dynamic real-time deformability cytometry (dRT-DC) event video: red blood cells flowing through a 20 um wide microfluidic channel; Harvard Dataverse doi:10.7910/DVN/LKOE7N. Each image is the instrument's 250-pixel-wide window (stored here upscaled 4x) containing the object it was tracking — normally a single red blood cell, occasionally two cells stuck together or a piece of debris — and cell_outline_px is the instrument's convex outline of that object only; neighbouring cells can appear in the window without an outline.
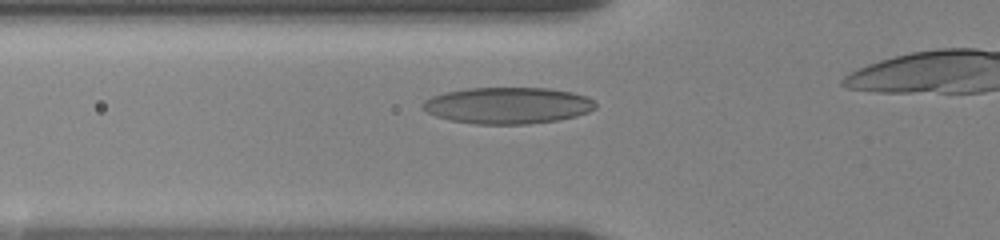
{"species": "human", "species_latin": "Homo sapiens", "temperature_condition": "room temperature", "stored_images_in_passage": 19, "segment_of_instrument_passage": [1, 2], "camera_frame_rate_fps": 3000, "um_per_image_px": 0.085, "donor": {"sex": "female"}, "frame": {"image": 1, "passage_image": 5, "time_ms": 2.333, "image_size_px": [1000, 240], "cell_outline_px": [[596, 108], [588, 112], [576, 116], [556, 120], [528, 124], [476, 124], [452, 120], [436, 116], [420, 108], [420, 104], [424, 100], [432, 96], [444, 92], [468, 88], [548, 88], [572, 92], [588, 96], [596, 104]], "centroid_in_image_um": [43.14, 8.96], "position_along_channel_um": 82.7, "area_um2": 36.82}}
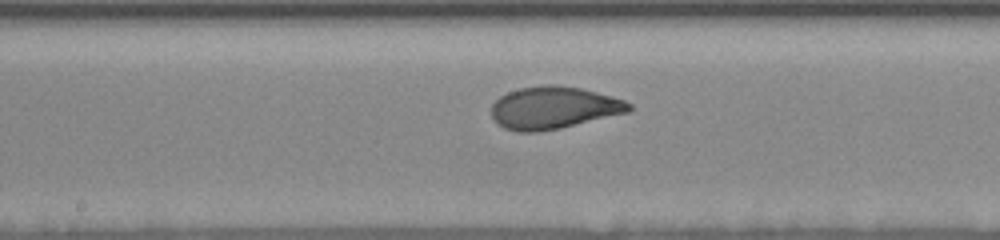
{"frame": {"image": 2, "passage_image": 11, "time_ms": 5.667, "image_size_px": [1000, 240], "cell_outline_px": [[632, 108], [628, 112], [560, 128], [536, 132], [516, 132], [504, 128], [496, 124], [492, 120], [492, 104], [500, 96], [508, 92], [520, 88], [544, 84], [556, 84], [580, 88], [596, 92], [624, 100], [632, 104]], "centroid_in_image_um": [47.02, 9.16], "position_along_channel_um": 201.2, "area_um2": 33.99}}
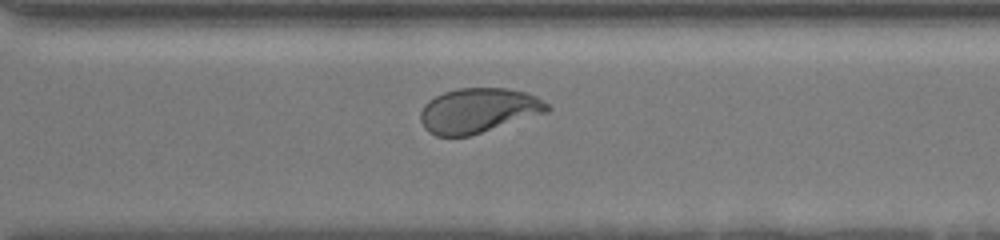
{"frame": {"image": 3, "passage_image": 17, "time_ms": 9.333, "image_size_px": [1000, 240], "cell_outline_px": [[552, 108], [548, 112], [468, 136], [436, 136], [428, 132], [424, 128], [420, 120], [420, 112], [424, 104], [428, 100], [444, 92], [456, 88], [504, 88], [524, 92], [536, 96], [548, 104]], "centroid_in_image_um": [40.63, 9.39], "position_along_channel_um": 330.0, "area_um2": 33.0}}